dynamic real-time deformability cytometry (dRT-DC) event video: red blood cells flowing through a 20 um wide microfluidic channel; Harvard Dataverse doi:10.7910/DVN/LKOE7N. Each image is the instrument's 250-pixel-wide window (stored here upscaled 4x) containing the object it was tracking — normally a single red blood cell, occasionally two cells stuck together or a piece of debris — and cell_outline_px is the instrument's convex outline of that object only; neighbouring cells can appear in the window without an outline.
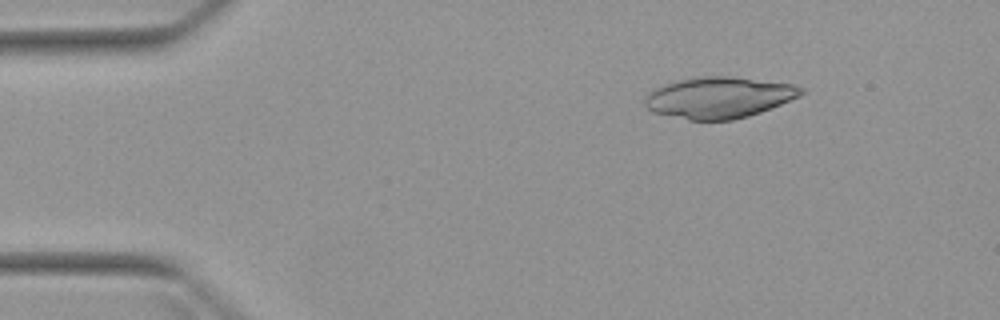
{"species": "Egyptian fruit bat (a non-hibernating species)", "species_latin": "Rousettus aegyptiacus", "temperature_condition": "warm", "stored_images_in_passage": 3, "camera_frame_rate_fps": 3000, "um_per_image_px": 0.085, "animal": {"sex": "female"}, "frame": {"image": 1, "passage_image": 1, "time_ms": 0.0, "image_size_px": [1000, 320], "cell_outline_px": [[804, 92], [800, 96], [760, 112], [748, 116], [732, 120], [688, 120], [652, 112], [644, 104], [644, 96], [656, 88], [680, 80], [700, 76], [728, 76], [792, 84], [804, 88]], "centroid_in_image_um": [61.1, 8.3], "position_along_channel_um": 23.9, "area_um2": 37.22}}